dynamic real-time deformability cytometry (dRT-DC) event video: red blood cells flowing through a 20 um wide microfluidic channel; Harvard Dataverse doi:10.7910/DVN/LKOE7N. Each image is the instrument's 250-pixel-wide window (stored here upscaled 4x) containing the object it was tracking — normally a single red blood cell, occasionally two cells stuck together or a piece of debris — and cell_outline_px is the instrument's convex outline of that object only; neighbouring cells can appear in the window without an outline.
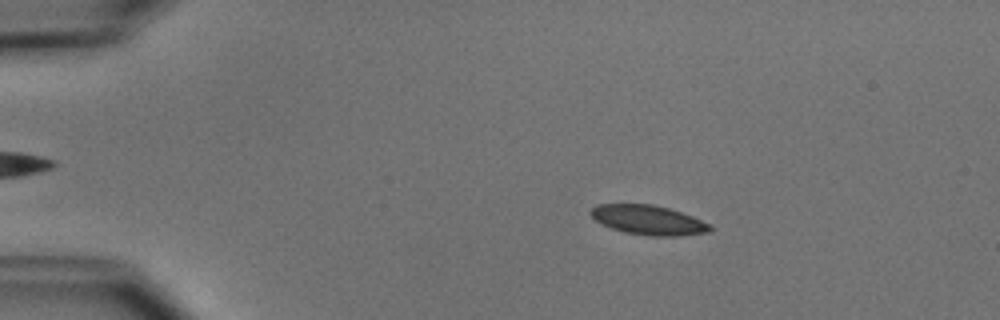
{"species": "common noctule bat (a hibernating species)", "species_latin": "Nyctalus noctula", "temperature_condition": "cold", "stored_images_in_passage": 51, "camera_frame_rate_fps": 3000, "um_per_image_px": 0.085, "animal": {"sex": "male", "body_mass_g": 15.6}, "frame": {"image": 1, "passage_image": 9, "time_ms": 2.667, "image_size_px": [1000, 320], "cell_outline_px": [[712, 232], [680, 236], [648, 236], [624, 232], [600, 224], [588, 212], [596, 204], [652, 204], [668, 208], [692, 216], [712, 224]], "centroid_in_image_um": [55.13, 18.71], "position_along_channel_um": 29.9, "area_um2": 20.75}}
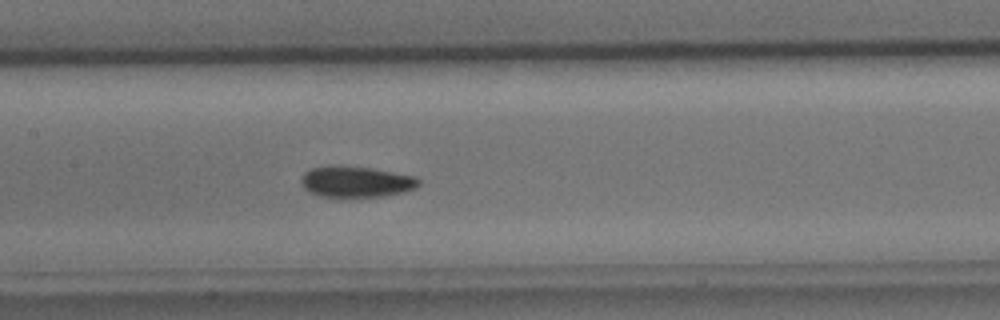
{"frame": {"image": 2, "passage_image": 25, "time_ms": 8.0, "image_size_px": [1000, 320], "cell_outline_px": [[420, 184], [416, 188], [404, 192], [384, 196], [340, 200], [320, 196], [308, 192], [304, 188], [300, 180], [304, 172], [312, 168], [328, 164], [336, 164], [372, 168], [416, 176], [420, 180]], "centroid_in_image_um": [30.23, 15.47], "position_along_channel_um": 177.2, "area_um2": 22.48}}
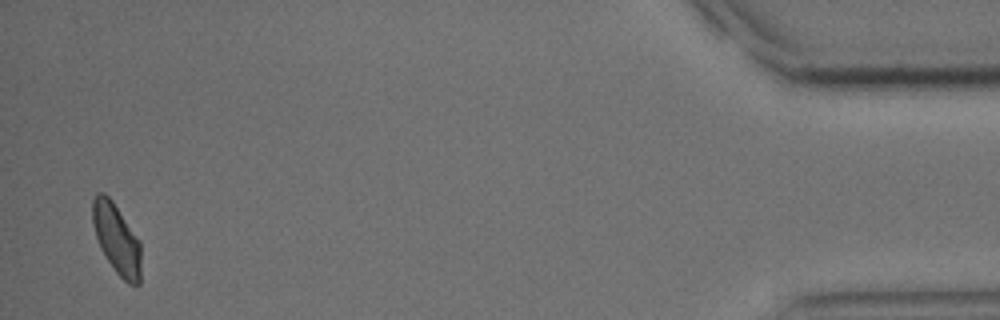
{"frame": {"image": 3, "passage_image": 50, "time_ms": 16.333, "image_size_px": [1000, 320], "cell_outline_px": [[140, 284], [128, 284], [116, 272], [100, 248], [92, 224], [92, 200], [96, 192], [104, 192], [112, 200], [140, 240]], "centroid_in_image_um": [9.9, 20.27], "position_along_channel_um": 425.3, "area_um2": 19.83}, "authors_computed_cell_mechanics": {"area_um2": 20.6924, "velocity_mm_per_s": 3.9088, "shape_relaxation_time_tau1_ms": 2.8942, "shape_relaxation_time_tau2_ms": 5.6214, "deformation_change_tau1": 0.0784, "deformation_change_tau2": 0.0764}}